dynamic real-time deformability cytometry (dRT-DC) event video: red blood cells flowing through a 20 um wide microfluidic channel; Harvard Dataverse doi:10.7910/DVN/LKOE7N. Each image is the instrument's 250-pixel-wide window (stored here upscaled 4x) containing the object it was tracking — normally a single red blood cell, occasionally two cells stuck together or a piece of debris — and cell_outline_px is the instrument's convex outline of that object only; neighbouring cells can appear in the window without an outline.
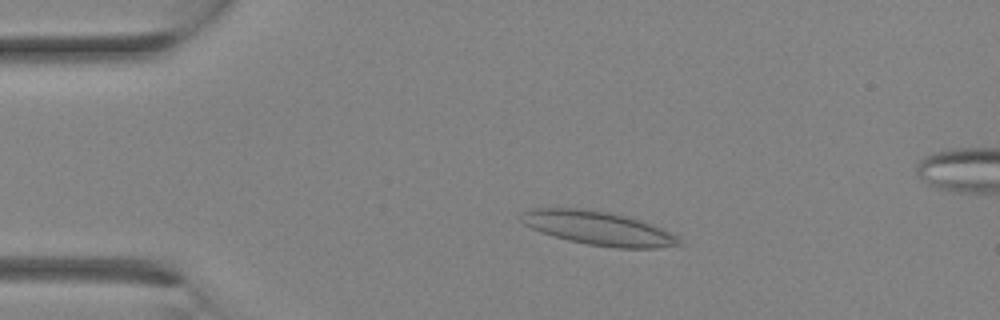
{"species": "Egyptian fruit bat (a non-hibernating species)", "species_latin": "Rousettus aegyptiacus", "temperature_condition": "room temperature", "stored_images_in_passage": 14, "camera_frame_rate_fps": 3000, "um_per_image_px": 0.085, "animal": {"sex": "female"}, "frame": {"image": 1, "passage_image": 4, "time_ms": 1.0, "image_size_px": [1000, 320], "cell_outline_px": [[684, 244], [656, 248], [616, 248], [588, 244], [568, 240], [552, 236], [540, 232], [524, 224], [520, 220], [520, 216], [524, 212], [532, 208], [588, 208], [608, 212], [624, 216], [660, 228], [680, 236]], "centroid_in_image_um": [50.84, 19.4], "position_along_channel_um": 34.2, "area_um2": 30.98}}
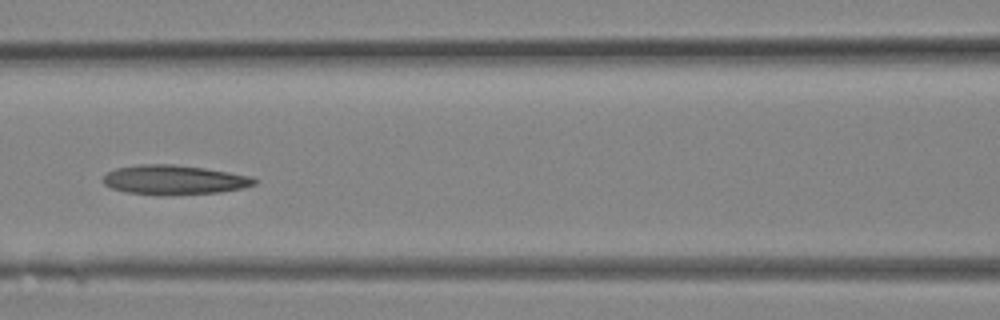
{"frame": {"image": 2, "passage_image": 11, "time_ms": 3.333, "image_size_px": [1000, 320], "cell_outline_px": [[260, 180], [256, 184], [244, 188], [220, 192], [128, 192], [112, 188], [104, 184], [100, 180], [108, 172], [116, 168], [140, 164], [172, 164], [204, 168], [252, 176]], "centroid_in_image_um": [14.85, 15.23], "position_along_channel_um": 151.8, "area_um2": 24.91}}
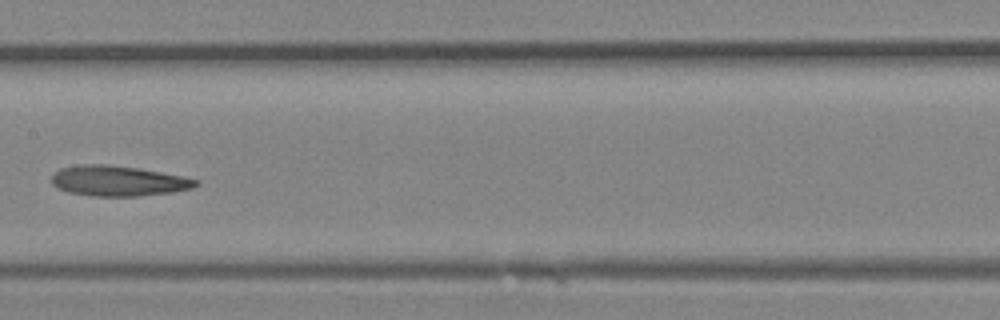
{"frame": {"image": 3, "passage_image": 13, "time_ms": 4.0, "image_size_px": [1000, 320], "cell_outline_px": [[200, 184], [192, 188], [172, 192], [136, 196], [92, 196], [68, 192], [56, 188], [52, 184], [52, 176], [60, 168], [80, 164], [108, 164], [136, 168], [184, 176], [200, 180]], "centroid_in_image_um": [10.05, 15.37], "position_along_channel_um": 197.4, "area_um2": 25.55}}